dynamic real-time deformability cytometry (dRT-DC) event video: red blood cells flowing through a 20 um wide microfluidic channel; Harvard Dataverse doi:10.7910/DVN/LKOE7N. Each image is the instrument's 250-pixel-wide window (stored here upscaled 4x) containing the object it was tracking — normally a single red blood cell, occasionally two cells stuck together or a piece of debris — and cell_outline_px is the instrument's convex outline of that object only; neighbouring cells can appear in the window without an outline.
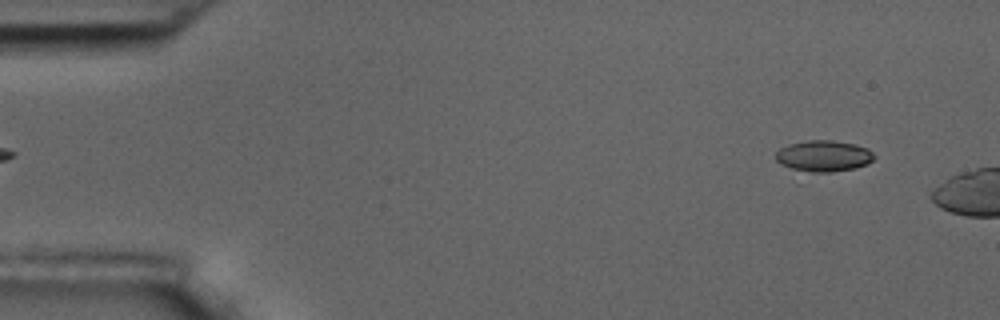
{"species": "common noctule bat (a hibernating species)", "species_latin": "Nyctalus noctula", "temperature_condition": "room temperature", "stored_images_in_passage": 8, "camera_frame_rate_fps": 3000, "um_per_image_px": 0.085, "animal": {"sex": "male", "body_mass_g": 17.5, "forearm_length_mm": 52.3}, "frame": {"image": 1, "passage_image": 4, "time_ms": 1.0, "image_size_px": [1000, 320], "cell_outline_px": [[876, 156], [868, 164], [856, 168], [832, 172], [812, 172], [792, 168], [780, 164], [776, 160], [776, 152], [780, 148], [788, 144], [808, 140], [828, 140], [856, 144], [868, 148]], "centroid_in_image_um": [70.03, 13.25], "position_along_channel_um": 15.0, "area_um2": 17.92}}